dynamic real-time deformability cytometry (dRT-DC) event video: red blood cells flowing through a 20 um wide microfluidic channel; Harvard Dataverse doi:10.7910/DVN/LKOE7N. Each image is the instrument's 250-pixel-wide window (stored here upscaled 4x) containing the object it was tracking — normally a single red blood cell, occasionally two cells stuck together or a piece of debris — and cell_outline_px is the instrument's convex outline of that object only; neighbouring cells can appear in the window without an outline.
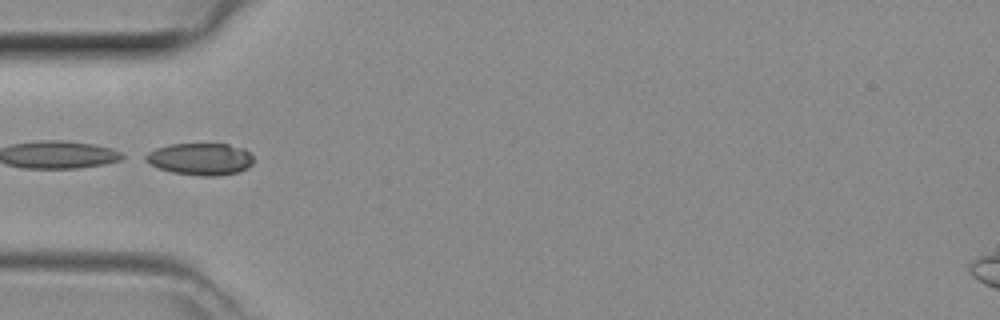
{"species": "common noctule bat (a hibernating species)", "species_latin": "Nyctalus noctula", "temperature_condition": "room temperature", "stored_images_in_passage": 4, "camera_frame_rate_fps": 3000, "um_per_image_px": 0.085, "animal": {"sex": "female", "body_mass_g": 29.2, "forearm_length_mm": 56.3}, "frame": {"image": 1, "passage_image": 4, "time_ms": 1.0, "image_size_px": [1000, 320], "cell_outline_px": [[252, 164], [248, 168], [236, 172], [216, 176], [200, 176], [172, 172], [160, 168], [144, 160], [140, 156], [156, 148], [168, 144], [228, 144], [244, 148], [252, 156]], "centroid_in_image_um": [17.0, 13.51], "position_along_channel_um": 68.0, "area_um2": 20.17}}